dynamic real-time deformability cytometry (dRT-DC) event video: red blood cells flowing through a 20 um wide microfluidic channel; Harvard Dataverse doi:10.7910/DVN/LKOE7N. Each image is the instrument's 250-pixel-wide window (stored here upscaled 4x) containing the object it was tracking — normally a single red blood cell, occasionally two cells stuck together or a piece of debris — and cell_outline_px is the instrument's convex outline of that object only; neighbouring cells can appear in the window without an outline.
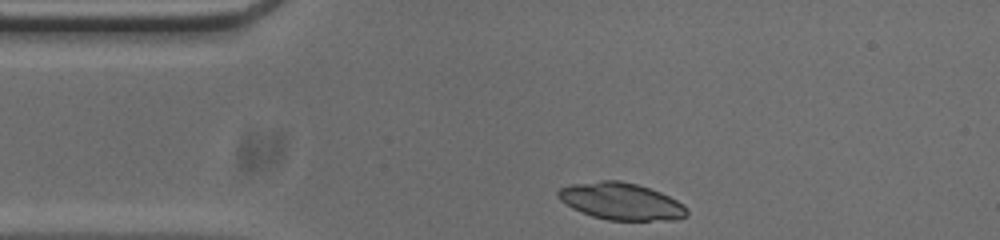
{"species": "common noctule bat (a hibernating species)", "species_latin": "Nyctalus noctula", "temperature_condition": "cold", "stored_images_in_passage": 33, "camera_frame_rate_fps": 3000, "um_per_image_px": 0.085, "animal": {"sex": "male", "body_mass_g": 20.0, "forearm_length_mm": 53.3}, "frame": {"image": 1, "passage_image": 1, "time_ms": 0.0, "image_size_px": [1000, 240], "cell_outline_px": [[688, 216], [676, 220], [608, 220], [592, 216], [580, 212], [572, 208], [560, 200], [556, 196], [556, 192], [560, 188], [572, 184], [600, 180], [620, 180], [636, 184], [660, 192], [684, 204], [688, 208]], "centroid_in_image_um": [52.79, 17.12], "position_along_channel_um": 32.2, "area_um2": 27.92}}
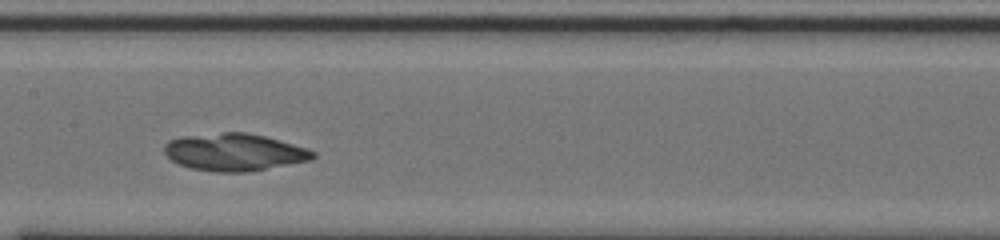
{"frame": {"image": 2, "passage_image": 16, "time_ms": 5.0, "image_size_px": [1000, 240], "cell_outline_px": [[316, 156], [312, 160], [248, 172], [216, 172], [192, 168], [180, 164], [172, 160], [164, 152], [164, 144], [168, 140], [180, 136], [224, 132], [244, 132], [264, 136], [308, 148], [316, 152]], "centroid_in_image_um": [19.93, 12.93], "position_along_channel_um": 187.5, "area_um2": 32.43}}
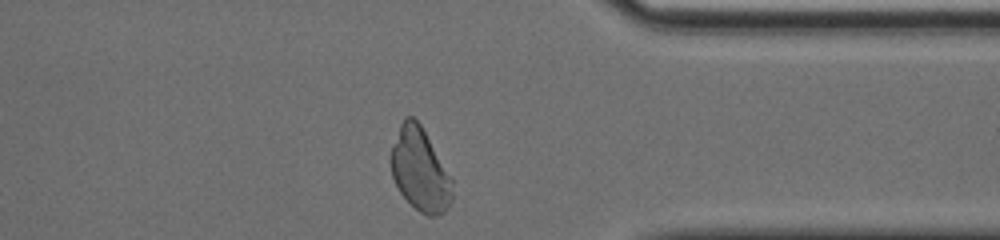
{"frame": {"image": 3, "passage_image": 32, "time_ms": 10.333, "image_size_px": [1000, 240], "cell_outline_px": [[452, 200], [444, 212], [440, 216], [428, 216], [420, 212], [400, 192], [392, 176], [388, 160], [388, 156], [400, 124], [408, 116], [412, 116], [420, 124], [452, 180]], "centroid_in_image_um": [35.66, 14.45], "position_along_channel_um": 375.7, "area_um2": 29.36}}